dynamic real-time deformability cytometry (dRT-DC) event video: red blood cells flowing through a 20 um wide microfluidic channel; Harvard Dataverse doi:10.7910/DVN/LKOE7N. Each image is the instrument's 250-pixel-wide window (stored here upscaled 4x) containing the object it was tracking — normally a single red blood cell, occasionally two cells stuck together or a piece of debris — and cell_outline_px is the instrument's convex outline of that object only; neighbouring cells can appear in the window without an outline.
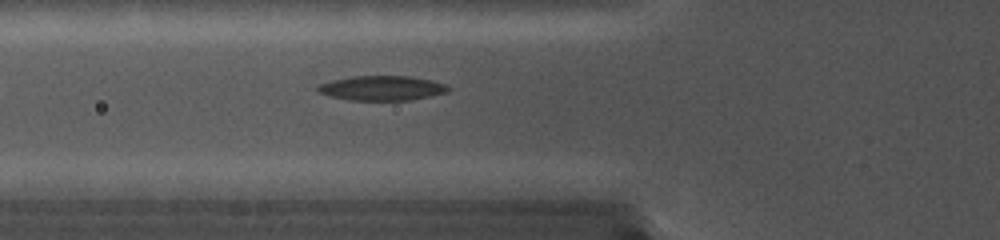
{"species": "common noctule bat (a hibernating species)", "species_latin": "Nyctalus noctula", "temperature_condition": "cold", "stored_images_in_passage": 36, "camera_frame_rate_fps": 5000, "um_per_image_px": 0.085, "animal": {"sex": "female", "body_mass_g": 19.0, "forearm_length_mm": 56.7}, "frame": {"image": 1, "passage_image": 2, "time_ms": 0.2, "image_size_px": [1000, 240], "cell_outline_px": [[452, 88], [448, 92], [408, 100], [348, 100], [332, 96], [320, 92], [316, 88], [320, 84], [332, 80], [352, 76], [412, 76], [432, 80], [444, 84]], "centroid_in_image_um": [32.49, 7.48], "position_along_channel_um": 93.3, "area_um2": 18.61}}
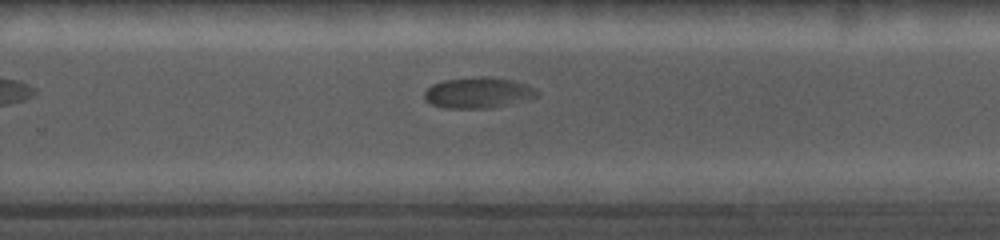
{"frame": {"image": 2, "passage_image": 21, "time_ms": 4.0, "image_size_px": [1000, 240], "cell_outline_px": [[540, 96], [492, 108], [444, 108], [432, 104], [424, 100], [424, 92], [432, 84], [444, 80], [476, 76], [492, 76], [512, 80], [528, 84], [536, 88], [540, 92]], "centroid_in_image_um": [40.67, 7.87], "position_along_channel_um": 289.1, "area_um2": 20.58}}
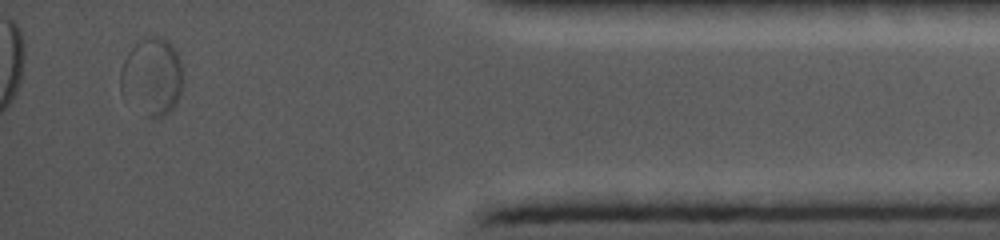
{"frame": {"image": 3, "passage_image": 34, "time_ms": 6.6, "image_size_px": [1000, 240], "cell_outline_px": [[180, 92], [176, 104], [168, 112], [160, 116], [148, 116], [120, 92], [120, 72], [124, 60], [128, 52], [140, 40], [148, 36], [164, 36], [168, 40], [176, 52], [180, 60]], "centroid_in_image_um": [12.9, 6.45], "position_along_channel_um": 422.3, "area_um2": 27.51}}